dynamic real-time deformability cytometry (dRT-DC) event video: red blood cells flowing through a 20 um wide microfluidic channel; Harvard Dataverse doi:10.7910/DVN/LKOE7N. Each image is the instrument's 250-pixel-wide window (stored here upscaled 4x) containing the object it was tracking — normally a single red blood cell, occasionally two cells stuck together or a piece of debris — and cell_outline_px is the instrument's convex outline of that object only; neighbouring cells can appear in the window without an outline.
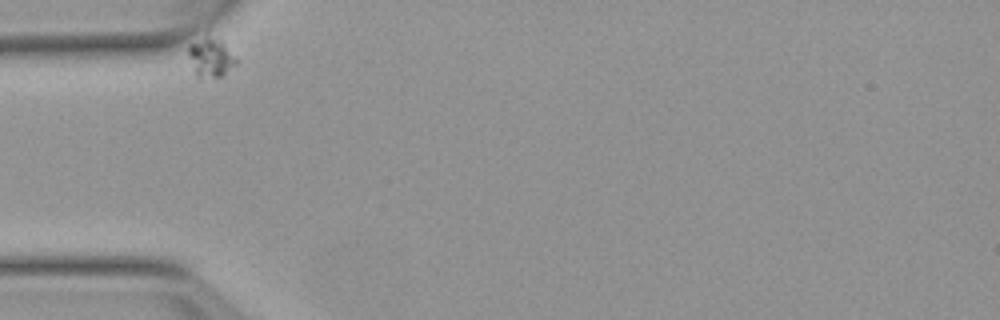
{"species": "Egyptian fruit bat (a non-hibernating species)", "species_latin": "Rousettus aegyptiacus", "temperature_condition": "warm", "stored_images_in_passage": 37, "camera_frame_rate_fps": 3000, "um_per_image_px": 0.085, "animal": {"sex": "female"}, "frame": {"image": 1, "passage_image": 1, "time_ms": 0.0, "image_size_px": [1000, 320], "cell_outline_px": [[236, 64], [224, 76], [196, 76], [188, 56], [188, 44], [208, 28], [224, 44], [236, 60]], "centroid_in_image_um": [17.85, 4.74], "position_along_channel_um": 67.2, "area_um2": 11.39}}
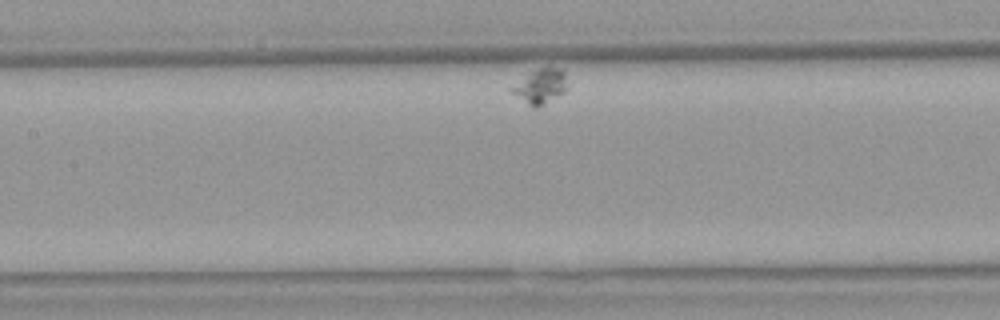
{"frame": {"image": 2, "passage_image": 13, "time_ms": 4.0, "image_size_px": [1000, 320], "cell_outline_px": [[568, 88], [564, 92], [536, 108], [532, 108], [512, 92], [508, 88], [532, 72], [548, 64], [552, 64], [560, 68], [564, 72]], "centroid_in_image_um": [45.97, 7.3], "position_along_channel_um": 161.4, "area_um2": 11.27}}
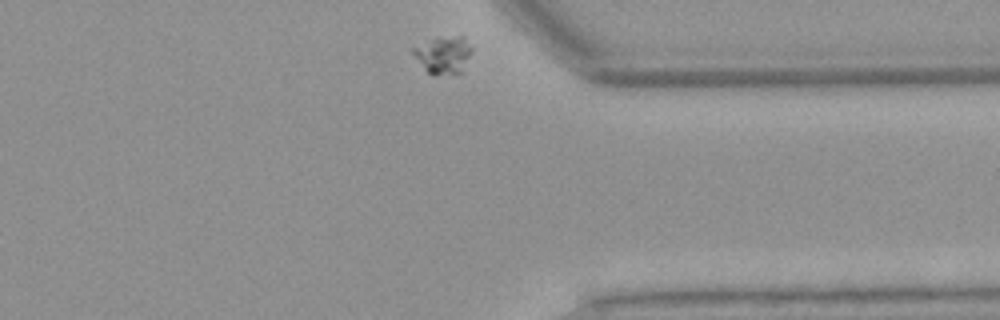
{"frame": {"image": 3, "passage_image": 37, "time_ms": 12.0, "image_size_px": [1000, 320], "cell_outline_px": [[472, 52], [460, 72], [456, 76], [432, 76], [424, 68], [412, 52], [412, 48], [432, 40], [456, 36], [464, 36], [472, 48]], "centroid_in_image_um": [37.72, 4.73], "position_along_channel_um": 373.7, "area_um2": 12.6}}